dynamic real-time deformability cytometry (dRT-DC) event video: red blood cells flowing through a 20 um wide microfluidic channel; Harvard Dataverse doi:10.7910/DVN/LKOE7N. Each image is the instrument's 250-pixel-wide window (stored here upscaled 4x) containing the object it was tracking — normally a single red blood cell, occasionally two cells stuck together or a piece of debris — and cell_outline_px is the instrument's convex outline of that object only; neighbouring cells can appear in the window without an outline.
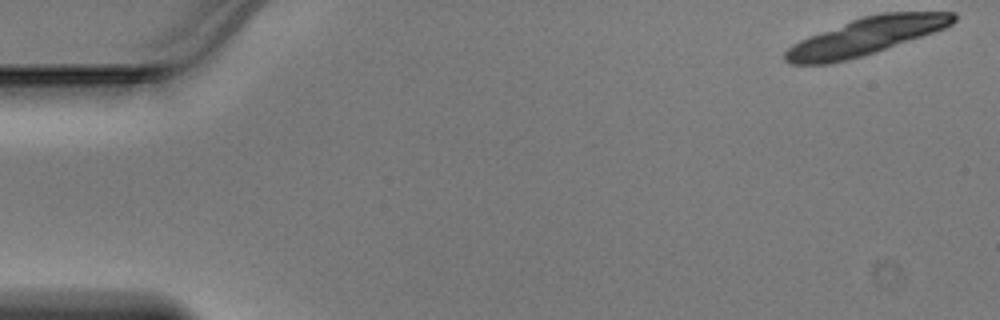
{"species": "Egyptian fruit bat (a non-hibernating species)", "species_latin": "Rousettus aegyptiacus", "temperature_condition": "warm", "stored_images_in_passage": 18, "camera_frame_rate_fps": 3000, "um_per_image_px": 0.085, "animal": {"sex": "male"}, "frame": {"image": 1, "passage_image": 1, "time_ms": 0.0, "image_size_px": [1000, 320], "cell_outline_px": [[956, 20], [952, 24], [944, 28], [848, 60], [828, 64], [788, 64], [784, 60], [784, 52], [792, 44], [808, 36], [852, 20], [864, 16], [880, 12], [956, 12]], "centroid_in_image_um": [73.54, 3.08], "position_along_channel_um": 11.5, "area_um2": 35.84}}
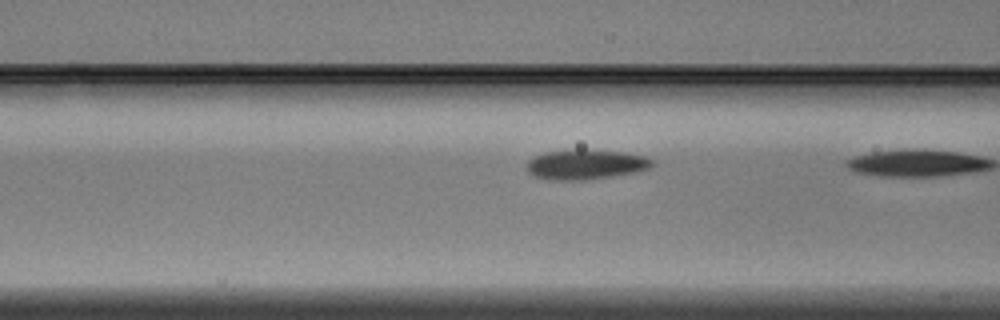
{"frame": {"image": 2, "passage_image": 17, "time_ms": 5.333, "image_size_px": [1000, 320], "cell_outline_px": [[656, 164], [648, 168], [636, 172], [612, 176], [584, 180], [548, 180], [532, 176], [528, 172], [528, 160], [544, 152], [580, 148], [624, 152], [644, 156], [652, 160]], "centroid_in_image_um": [49.77, 13.97], "position_along_channel_um": 116.8, "area_um2": 22.14}}